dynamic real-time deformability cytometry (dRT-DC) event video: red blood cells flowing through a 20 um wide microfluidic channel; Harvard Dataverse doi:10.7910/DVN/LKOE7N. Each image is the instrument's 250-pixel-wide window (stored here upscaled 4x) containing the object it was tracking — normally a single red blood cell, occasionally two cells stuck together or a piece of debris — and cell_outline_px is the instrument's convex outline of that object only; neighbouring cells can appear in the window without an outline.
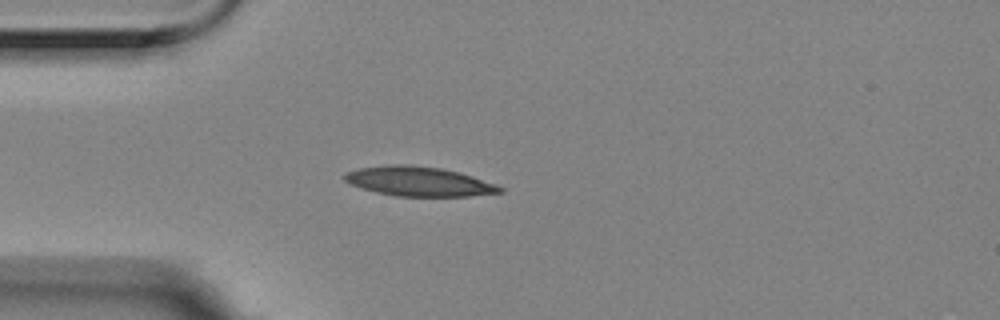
{"species": "Egyptian fruit bat (a non-hibernating species)", "species_latin": "Rousettus aegyptiacus", "temperature_condition": "room temperature", "stored_images_in_passage": 2, "camera_frame_rate_fps": 3000, "um_per_image_px": 0.085, "animal": {"sex": "female"}, "frame": {"image": 1, "passage_image": 2, "time_ms": 0.333, "image_size_px": [1000, 320], "cell_outline_px": [[504, 192], [468, 196], [396, 196], [376, 192], [352, 184], [344, 180], [344, 176], [348, 172], [360, 168], [392, 164], [404, 164], [440, 168], [460, 172], [496, 184], [504, 188]], "centroid_in_image_um": [35.65, 15.42], "position_along_channel_um": 49.3, "area_um2": 26.41}}